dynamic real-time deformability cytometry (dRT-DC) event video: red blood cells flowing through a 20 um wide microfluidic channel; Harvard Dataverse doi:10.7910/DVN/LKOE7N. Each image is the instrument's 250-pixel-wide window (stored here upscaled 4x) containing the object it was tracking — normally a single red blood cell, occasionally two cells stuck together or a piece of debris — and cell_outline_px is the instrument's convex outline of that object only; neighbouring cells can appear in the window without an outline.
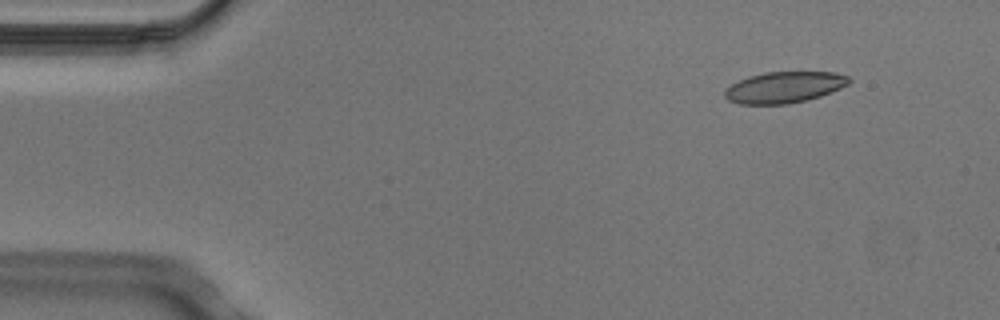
{"species": "Egyptian fruit bat (a non-hibernating species)", "species_latin": "Rousettus aegyptiacus", "temperature_condition": "cold", "stored_images_in_passage": 3, "camera_frame_rate_fps": 3000, "um_per_image_px": 0.085, "animal": {"sex": "male"}, "frame": {"image": 1, "passage_image": 1, "time_ms": 0.0, "image_size_px": [1000, 320], "cell_outline_px": [[852, 80], [848, 84], [840, 88], [820, 96], [788, 104], [740, 104], [728, 100], [724, 96], [724, 92], [732, 84], [748, 76], [764, 72], [836, 72], [848, 76]], "centroid_in_image_um": [66.67, 7.41], "position_along_channel_um": 18.3, "area_um2": 22.48}}